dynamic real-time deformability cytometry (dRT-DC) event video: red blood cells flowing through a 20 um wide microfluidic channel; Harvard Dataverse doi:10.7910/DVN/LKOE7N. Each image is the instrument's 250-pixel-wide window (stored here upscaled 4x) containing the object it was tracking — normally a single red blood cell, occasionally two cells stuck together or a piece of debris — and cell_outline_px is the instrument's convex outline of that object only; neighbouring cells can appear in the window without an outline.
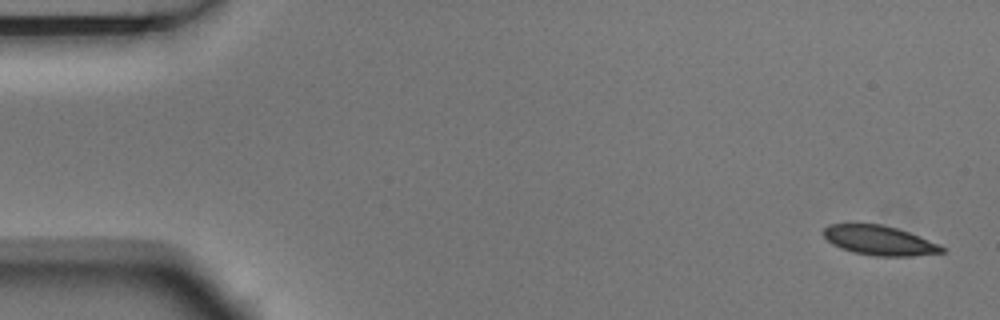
{"species": "Egyptian fruit bat (a non-hibernating species)", "species_latin": "Rousettus aegyptiacus", "temperature_condition": "room temperature", "stored_images_in_passage": 5, "camera_frame_rate_fps": 3000, "um_per_image_px": 0.085, "animal": {"sex": "male"}, "frame": {"image": 1, "passage_image": 1, "time_ms": 0.0, "image_size_px": [1000, 320], "cell_outline_px": [[944, 252], [912, 256], [876, 256], [852, 252], [840, 248], [832, 244], [820, 232], [828, 224], [880, 224], [896, 228], [908, 232], [940, 244], [944, 248]], "centroid_in_image_um": [74.71, 20.44], "position_along_channel_um": 10.3, "area_um2": 20.35}}
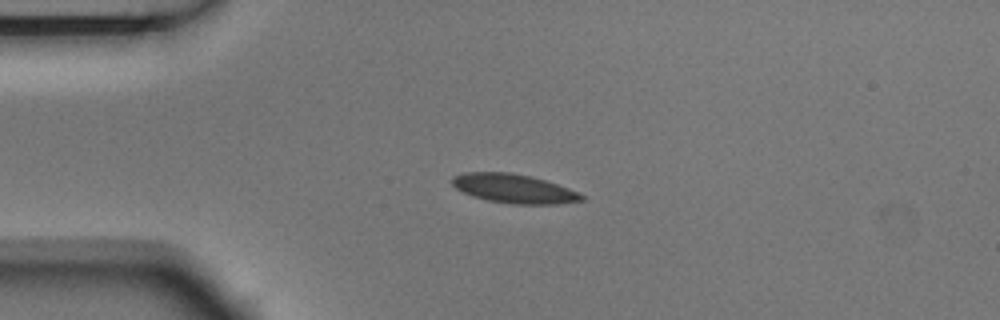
{"frame": {"image": 2, "passage_image": 4, "time_ms": 1.0, "image_size_px": [1000, 320], "cell_outline_px": [[584, 200], [556, 204], [512, 204], [488, 200], [472, 196], [456, 188], [452, 184], [452, 176], [464, 172], [508, 172], [532, 176], [568, 188], [584, 196]], "centroid_in_image_um": [43.65, 16.02], "position_along_channel_um": 41.4, "area_um2": 21.73}}